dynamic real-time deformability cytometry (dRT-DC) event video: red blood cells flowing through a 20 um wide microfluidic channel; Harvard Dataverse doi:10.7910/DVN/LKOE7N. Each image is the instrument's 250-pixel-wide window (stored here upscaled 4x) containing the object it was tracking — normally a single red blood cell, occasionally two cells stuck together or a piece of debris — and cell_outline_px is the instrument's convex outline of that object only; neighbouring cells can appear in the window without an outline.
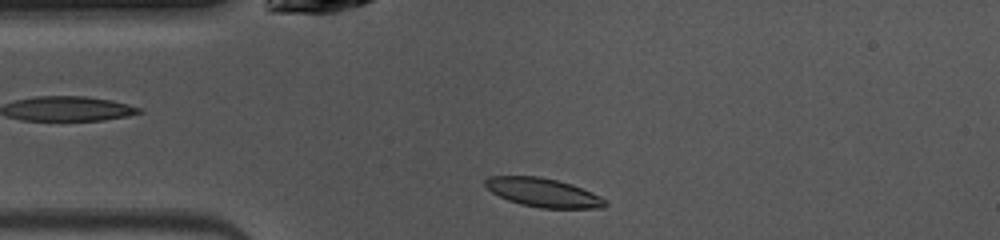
{"species": "common noctule bat (a hibernating species)", "species_latin": "Nyctalus noctula", "temperature_condition": "warm", "stored_images_in_passage": 41, "camera_frame_rate_fps": 3000, "um_per_image_px": 0.085, "animal": {"sex": "female", "body_mass_g": 10.0, "forearm_length_mm": 53.1}, "frame": {"image": 1, "passage_image": 2, "time_ms": 0.333, "image_size_px": [1000, 240], "cell_outline_px": [[608, 204], [604, 208], [540, 208], [520, 204], [508, 200], [492, 192], [484, 184], [484, 180], [488, 176], [540, 176], [572, 184], [592, 192], [600, 196]], "centroid_in_image_um": [46.17, 16.36], "position_along_channel_um": 38.8, "area_um2": 20.11}}
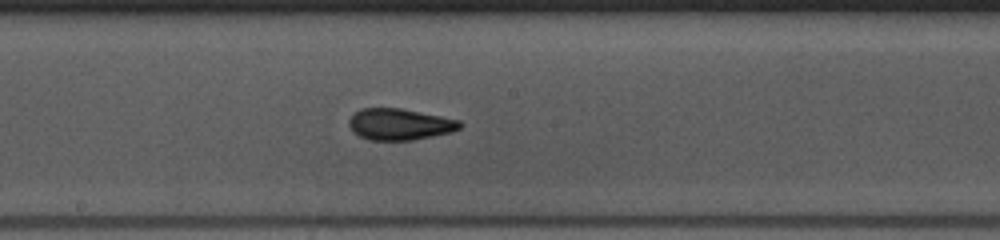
{"frame": {"image": 2, "passage_image": 16, "time_ms": 5.0, "image_size_px": [1000, 240], "cell_outline_px": [[464, 124], [460, 128], [452, 132], [412, 140], [368, 140], [352, 132], [348, 124], [348, 120], [360, 108], [400, 108], [460, 120]], "centroid_in_image_um": [33.96, 10.57], "position_along_channel_um": 214.2, "area_um2": 20.35}}
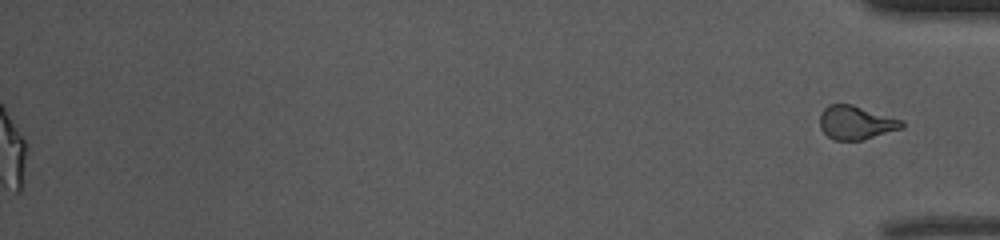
{"frame": {"image": 3, "passage_image": 41, "time_ms": 13.333, "image_size_px": [1000, 240], "cell_outline_px": [[904, 128], [864, 140], [832, 140], [820, 128], [820, 112], [828, 104], [852, 104], [904, 120]], "centroid_in_image_um": [72.78, 10.42], "position_along_channel_um": 362.4, "area_um2": 16.36}, "authors_computed_cell_mechanics": {"area_um2": 20.1722, "velocity_mm_per_s": 4.0588, "shape_relaxation_time_tau1_ms": 4.2554, "shape_relaxation_time_tau2_ms": 1.3534, "deformation_change_tau1": 0.127, "deformation_change_tau2": 0.0598}}